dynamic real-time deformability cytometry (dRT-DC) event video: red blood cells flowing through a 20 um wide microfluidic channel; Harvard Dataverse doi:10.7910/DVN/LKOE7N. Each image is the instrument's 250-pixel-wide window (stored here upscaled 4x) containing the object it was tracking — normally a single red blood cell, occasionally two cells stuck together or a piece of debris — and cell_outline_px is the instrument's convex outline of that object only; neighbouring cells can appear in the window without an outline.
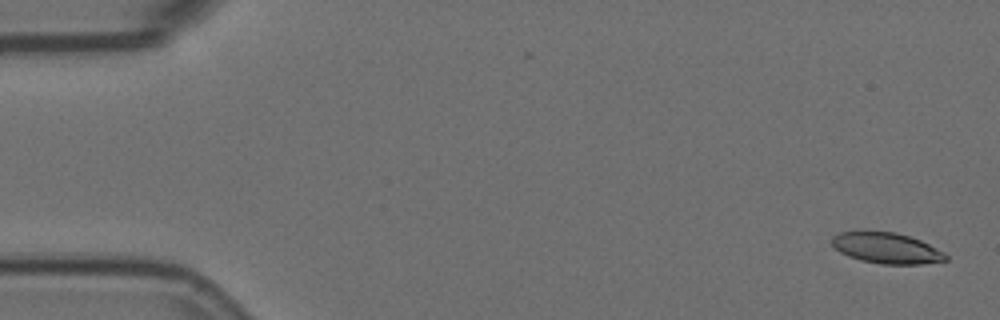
{"species": "Egyptian fruit bat (a non-hibernating species)", "species_latin": "Rousettus aegyptiacus", "temperature_condition": "room temperature", "stored_images_in_passage": 17, "camera_frame_rate_fps": 3000, "um_per_image_px": 0.085, "animal": {"sex": "female"}, "frame": {"image": 1, "passage_image": 2, "time_ms": 0.333, "image_size_px": [1000, 320], "cell_outline_px": [[948, 260], [920, 264], [880, 264], [860, 260], [848, 256], [840, 252], [832, 244], [832, 236], [840, 232], [896, 232], [920, 240], [944, 252], [948, 256]], "centroid_in_image_um": [75.37, 21.1], "position_along_channel_um": 9.6, "area_um2": 20.23}}
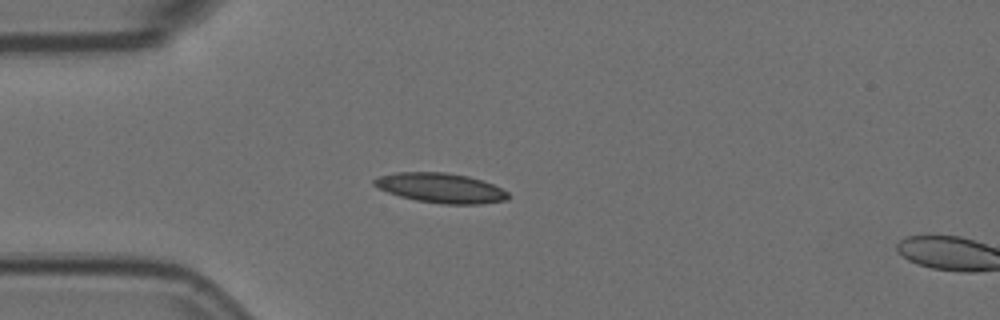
{"frame": {"image": 2, "passage_image": 15, "time_ms": 4.667, "image_size_px": [1000, 320], "cell_outline_px": [[508, 200], [480, 204], [444, 204], [416, 200], [400, 196], [388, 192], [372, 184], [372, 180], [376, 176], [396, 172], [444, 172], [468, 176], [492, 184], [508, 192]], "centroid_in_image_um": [37.43, 15.97], "position_along_channel_um": 47.6, "area_um2": 23.18}}